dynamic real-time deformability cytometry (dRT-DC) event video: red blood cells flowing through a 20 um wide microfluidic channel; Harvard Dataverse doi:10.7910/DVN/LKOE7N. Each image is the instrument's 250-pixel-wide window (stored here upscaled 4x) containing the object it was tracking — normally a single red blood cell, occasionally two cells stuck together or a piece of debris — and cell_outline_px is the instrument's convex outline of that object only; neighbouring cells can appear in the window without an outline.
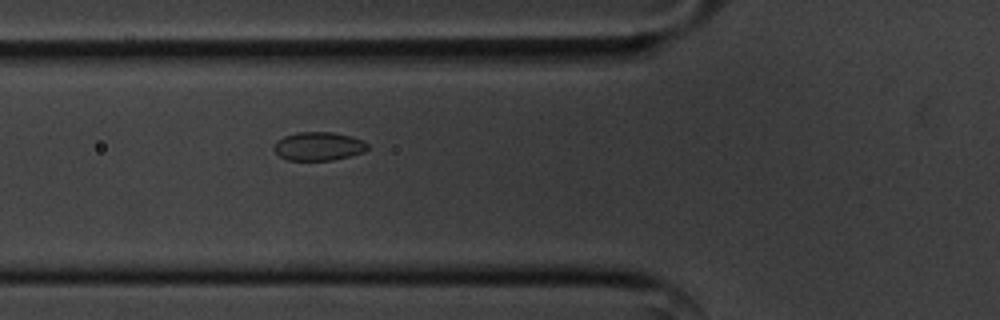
{"species": "common noctule bat (a hibernating species)", "species_latin": "Nyctalus noctula", "temperature_condition": "cold", "stored_images_in_passage": 35, "camera_frame_rate_fps": 3000, "um_per_image_px": 0.085, "animal": {"sex": "male", "body_mass_g": 20.1, "forearm_length_mm": 53.5}, "frame": {"image": 1, "passage_image": 3, "time_ms": 0.667, "image_size_px": [1000, 320], "cell_outline_px": [[368, 148], [364, 152], [352, 156], [332, 160], [288, 160], [280, 156], [272, 148], [276, 140], [284, 136], [296, 132], [332, 132], [352, 136], [364, 140], [368, 144]], "centroid_in_image_um": [27.09, 12.42], "position_along_channel_um": 98.7, "area_um2": 15.78}}
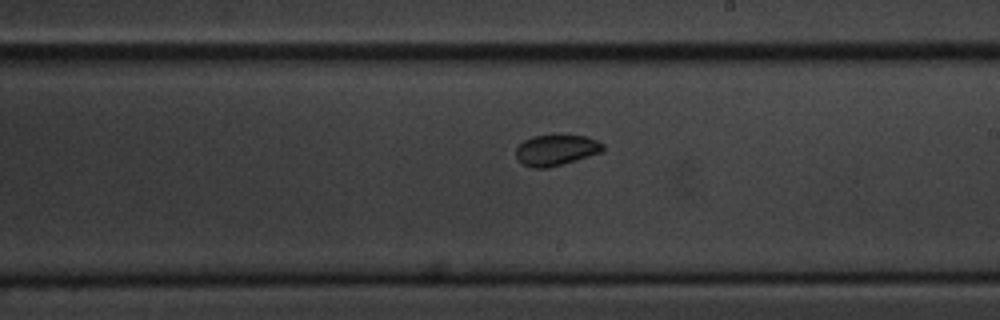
{"frame": {"image": 2, "passage_image": 15, "time_ms": 4.667, "image_size_px": [1000, 320], "cell_outline_px": [[604, 152], [548, 168], [532, 168], [516, 160], [516, 148], [524, 140], [532, 136], [588, 136], [604, 144]], "centroid_in_image_um": [47.28, 12.77], "position_along_channel_um": 241.7, "area_um2": 15.61}}
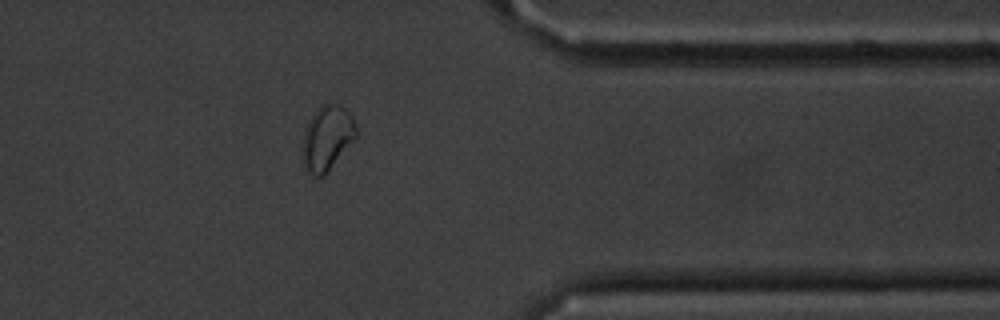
{"frame": {"image": 3, "passage_image": 28, "time_ms": 9.0, "image_size_px": [1000, 320], "cell_outline_px": [[360, 132], [324, 176], [312, 176], [308, 172], [304, 164], [300, 152], [304, 128], [316, 108], [324, 104], [340, 104], [352, 116]], "centroid_in_image_um": [27.78, 11.72], "position_along_channel_um": 383.6, "area_um2": 20.63}}